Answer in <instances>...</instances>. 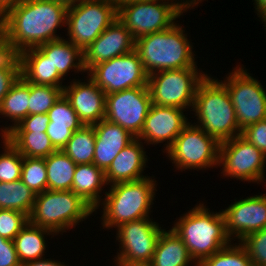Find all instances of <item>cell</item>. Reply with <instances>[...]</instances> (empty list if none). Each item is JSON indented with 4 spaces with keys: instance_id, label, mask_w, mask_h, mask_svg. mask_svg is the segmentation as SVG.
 <instances>
[{
    "instance_id": "37",
    "label": "cell",
    "mask_w": 266,
    "mask_h": 266,
    "mask_svg": "<svg viewBox=\"0 0 266 266\" xmlns=\"http://www.w3.org/2000/svg\"><path fill=\"white\" fill-rule=\"evenodd\" d=\"M20 77V61L17 54L9 52L0 61V105L12 85Z\"/></svg>"
},
{
    "instance_id": "51",
    "label": "cell",
    "mask_w": 266,
    "mask_h": 266,
    "mask_svg": "<svg viewBox=\"0 0 266 266\" xmlns=\"http://www.w3.org/2000/svg\"><path fill=\"white\" fill-rule=\"evenodd\" d=\"M261 20H262V23L264 22L263 26L266 27V14L261 18Z\"/></svg>"
},
{
    "instance_id": "25",
    "label": "cell",
    "mask_w": 266,
    "mask_h": 266,
    "mask_svg": "<svg viewBox=\"0 0 266 266\" xmlns=\"http://www.w3.org/2000/svg\"><path fill=\"white\" fill-rule=\"evenodd\" d=\"M38 48L62 77H65L71 69L78 74L86 72L83 64V51L64 37L39 45Z\"/></svg>"
},
{
    "instance_id": "7",
    "label": "cell",
    "mask_w": 266,
    "mask_h": 266,
    "mask_svg": "<svg viewBox=\"0 0 266 266\" xmlns=\"http://www.w3.org/2000/svg\"><path fill=\"white\" fill-rule=\"evenodd\" d=\"M118 18L114 0H83L66 14L68 40L84 51Z\"/></svg>"
},
{
    "instance_id": "17",
    "label": "cell",
    "mask_w": 266,
    "mask_h": 266,
    "mask_svg": "<svg viewBox=\"0 0 266 266\" xmlns=\"http://www.w3.org/2000/svg\"><path fill=\"white\" fill-rule=\"evenodd\" d=\"M184 111L186 110L178 107L152 104L137 138L144 140V143L148 145L166 143L167 141L164 152L167 151L189 123Z\"/></svg>"
},
{
    "instance_id": "19",
    "label": "cell",
    "mask_w": 266,
    "mask_h": 266,
    "mask_svg": "<svg viewBox=\"0 0 266 266\" xmlns=\"http://www.w3.org/2000/svg\"><path fill=\"white\" fill-rule=\"evenodd\" d=\"M87 81L73 79L64 86L63 94L83 125H94L105 119L106 94L87 75Z\"/></svg>"
},
{
    "instance_id": "1",
    "label": "cell",
    "mask_w": 266,
    "mask_h": 266,
    "mask_svg": "<svg viewBox=\"0 0 266 266\" xmlns=\"http://www.w3.org/2000/svg\"><path fill=\"white\" fill-rule=\"evenodd\" d=\"M67 6L53 0H23L0 19V36L14 54L61 39ZM60 36V37H59Z\"/></svg>"
},
{
    "instance_id": "46",
    "label": "cell",
    "mask_w": 266,
    "mask_h": 266,
    "mask_svg": "<svg viewBox=\"0 0 266 266\" xmlns=\"http://www.w3.org/2000/svg\"><path fill=\"white\" fill-rule=\"evenodd\" d=\"M255 10L257 11V16L262 18L266 14V0H254Z\"/></svg>"
},
{
    "instance_id": "42",
    "label": "cell",
    "mask_w": 266,
    "mask_h": 266,
    "mask_svg": "<svg viewBox=\"0 0 266 266\" xmlns=\"http://www.w3.org/2000/svg\"><path fill=\"white\" fill-rule=\"evenodd\" d=\"M0 266H22L14 242L0 236Z\"/></svg>"
},
{
    "instance_id": "36",
    "label": "cell",
    "mask_w": 266,
    "mask_h": 266,
    "mask_svg": "<svg viewBox=\"0 0 266 266\" xmlns=\"http://www.w3.org/2000/svg\"><path fill=\"white\" fill-rule=\"evenodd\" d=\"M2 140L4 152L0 154V182L9 183L21 179L23 156L5 137Z\"/></svg>"
},
{
    "instance_id": "31",
    "label": "cell",
    "mask_w": 266,
    "mask_h": 266,
    "mask_svg": "<svg viewBox=\"0 0 266 266\" xmlns=\"http://www.w3.org/2000/svg\"><path fill=\"white\" fill-rule=\"evenodd\" d=\"M35 197L36 194L21 179L9 183L0 182V209L16 210L29 217Z\"/></svg>"
},
{
    "instance_id": "47",
    "label": "cell",
    "mask_w": 266,
    "mask_h": 266,
    "mask_svg": "<svg viewBox=\"0 0 266 266\" xmlns=\"http://www.w3.org/2000/svg\"><path fill=\"white\" fill-rule=\"evenodd\" d=\"M9 53L7 46L4 43V40L0 36V61Z\"/></svg>"
},
{
    "instance_id": "18",
    "label": "cell",
    "mask_w": 266,
    "mask_h": 266,
    "mask_svg": "<svg viewBox=\"0 0 266 266\" xmlns=\"http://www.w3.org/2000/svg\"><path fill=\"white\" fill-rule=\"evenodd\" d=\"M135 50L132 33L117 18L83 51V64L88 73L95 65Z\"/></svg>"
},
{
    "instance_id": "22",
    "label": "cell",
    "mask_w": 266,
    "mask_h": 266,
    "mask_svg": "<svg viewBox=\"0 0 266 266\" xmlns=\"http://www.w3.org/2000/svg\"><path fill=\"white\" fill-rule=\"evenodd\" d=\"M20 61V76L27 82L37 85H48L64 88L63 78L54 69L53 64L38 48L26 49L18 54Z\"/></svg>"
},
{
    "instance_id": "28",
    "label": "cell",
    "mask_w": 266,
    "mask_h": 266,
    "mask_svg": "<svg viewBox=\"0 0 266 266\" xmlns=\"http://www.w3.org/2000/svg\"><path fill=\"white\" fill-rule=\"evenodd\" d=\"M44 235L53 237L55 234L28 222L14 238L13 242L21 265L45 256L47 243Z\"/></svg>"
},
{
    "instance_id": "24",
    "label": "cell",
    "mask_w": 266,
    "mask_h": 266,
    "mask_svg": "<svg viewBox=\"0 0 266 266\" xmlns=\"http://www.w3.org/2000/svg\"><path fill=\"white\" fill-rule=\"evenodd\" d=\"M107 185L105 172L94 163L77 164L74 172L72 191L79 195L94 211L102 202V188Z\"/></svg>"
},
{
    "instance_id": "8",
    "label": "cell",
    "mask_w": 266,
    "mask_h": 266,
    "mask_svg": "<svg viewBox=\"0 0 266 266\" xmlns=\"http://www.w3.org/2000/svg\"><path fill=\"white\" fill-rule=\"evenodd\" d=\"M197 67L165 70L148 76L147 86L152 104L178 107L184 110L193 108L196 89L206 77Z\"/></svg>"
},
{
    "instance_id": "14",
    "label": "cell",
    "mask_w": 266,
    "mask_h": 266,
    "mask_svg": "<svg viewBox=\"0 0 266 266\" xmlns=\"http://www.w3.org/2000/svg\"><path fill=\"white\" fill-rule=\"evenodd\" d=\"M87 74L106 95L134 87H148L149 75L135 50L99 63Z\"/></svg>"
},
{
    "instance_id": "40",
    "label": "cell",
    "mask_w": 266,
    "mask_h": 266,
    "mask_svg": "<svg viewBox=\"0 0 266 266\" xmlns=\"http://www.w3.org/2000/svg\"><path fill=\"white\" fill-rule=\"evenodd\" d=\"M241 136L261 150L266 156V119L243 129Z\"/></svg>"
},
{
    "instance_id": "23",
    "label": "cell",
    "mask_w": 266,
    "mask_h": 266,
    "mask_svg": "<svg viewBox=\"0 0 266 266\" xmlns=\"http://www.w3.org/2000/svg\"><path fill=\"white\" fill-rule=\"evenodd\" d=\"M49 124L46 130L53 146L61 150L74 131L80 129L83 123L72 108L69 100L62 94L52 108L47 112Z\"/></svg>"
},
{
    "instance_id": "43",
    "label": "cell",
    "mask_w": 266,
    "mask_h": 266,
    "mask_svg": "<svg viewBox=\"0 0 266 266\" xmlns=\"http://www.w3.org/2000/svg\"><path fill=\"white\" fill-rule=\"evenodd\" d=\"M22 266H67L64 264V262H58L56 260H52L51 258L49 259H45L44 258H41V259H36L34 261H30V262H27L25 264H23Z\"/></svg>"
},
{
    "instance_id": "11",
    "label": "cell",
    "mask_w": 266,
    "mask_h": 266,
    "mask_svg": "<svg viewBox=\"0 0 266 266\" xmlns=\"http://www.w3.org/2000/svg\"><path fill=\"white\" fill-rule=\"evenodd\" d=\"M220 82L230 95L241 131L266 119V91L243 66L233 68L225 80Z\"/></svg>"
},
{
    "instance_id": "21",
    "label": "cell",
    "mask_w": 266,
    "mask_h": 266,
    "mask_svg": "<svg viewBox=\"0 0 266 266\" xmlns=\"http://www.w3.org/2000/svg\"><path fill=\"white\" fill-rule=\"evenodd\" d=\"M96 134L93 163L104 172L118 153L135 139L120 125L106 119L93 125Z\"/></svg>"
},
{
    "instance_id": "34",
    "label": "cell",
    "mask_w": 266,
    "mask_h": 266,
    "mask_svg": "<svg viewBox=\"0 0 266 266\" xmlns=\"http://www.w3.org/2000/svg\"><path fill=\"white\" fill-rule=\"evenodd\" d=\"M21 181L36 195L47 190L45 159L23 156Z\"/></svg>"
},
{
    "instance_id": "45",
    "label": "cell",
    "mask_w": 266,
    "mask_h": 266,
    "mask_svg": "<svg viewBox=\"0 0 266 266\" xmlns=\"http://www.w3.org/2000/svg\"><path fill=\"white\" fill-rule=\"evenodd\" d=\"M200 2H202V0H181L179 1V8L185 13V11L187 12L190 8L194 9Z\"/></svg>"
},
{
    "instance_id": "2",
    "label": "cell",
    "mask_w": 266,
    "mask_h": 266,
    "mask_svg": "<svg viewBox=\"0 0 266 266\" xmlns=\"http://www.w3.org/2000/svg\"><path fill=\"white\" fill-rule=\"evenodd\" d=\"M209 209L199 203L180 216L171 228L182 239L195 266L232 242L226 233L223 212Z\"/></svg>"
},
{
    "instance_id": "15",
    "label": "cell",
    "mask_w": 266,
    "mask_h": 266,
    "mask_svg": "<svg viewBox=\"0 0 266 266\" xmlns=\"http://www.w3.org/2000/svg\"><path fill=\"white\" fill-rule=\"evenodd\" d=\"M152 105L148 87H134L106 95L105 119L137 138Z\"/></svg>"
},
{
    "instance_id": "39",
    "label": "cell",
    "mask_w": 266,
    "mask_h": 266,
    "mask_svg": "<svg viewBox=\"0 0 266 266\" xmlns=\"http://www.w3.org/2000/svg\"><path fill=\"white\" fill-rule=\"evenodd\" d=\"M240 243L247 250L254 266H266V228L250 233Z\"/></svg>"
},
{
    "instance_id": "30",
    "label": "cell",
    "mask_w": 266,
    "mask_h": 266,
    "mask_svg": "<svg viewBox=\"0 0 266 266\" xmlns=\"http://www.w3.org/2000/svg\"><path fill=\"white\" fill-rule=\"evenodd\" d=\"M4 137L22 156L46 158L57 151L46 132H8Z\"/></svg>"
},
{
    "instance_id": "33",
    "label": "cell",
    "mask_w": 266,
    "mask_h": 266,
    "mask_svg": "<svg viewBox=\"0 0 266 266\" xmlns=\"http://www.w3.org/2000/svg\"><path fill=\"white\" fill-rule=\"evenodd\" d=\"M235 244L223 247L198 266H254L245 247L240 242Z\"/></svg>"
},
{
    "instance_id": "3",
    "label": "cell",
    "mask_w": 266,
    "mask_h": 266,
    "mask_svg": "<svg viewBox=\"0 0 266 266\" xmlns=\"http://www.w3.org/2000/svg\"><path fill=\"white\" fill-rule=\"evenodd\" d=\"M195 125L220 143L241 135L235 108L226 87L218 79L206 77L199 83L193 109Z\"/></svg>"
},
{
    "instance_id": "44",
    "label": "cell",
    "mask_w": 266,
    "mask_h": 266,
    "mask_svg": "<svg viewBox=\"0 0 266 266\" xmlns=\"http://www.w3.org/2000/svg\"><path fill=\"white\" fill-rule=\"evenodd\" d=\"M23 0H0V19Z\"/></svg>"
},
{
    "instance_id": "41",
    "label": "cell",
    "mask_w": 266,
    "mask_h": 266,
    "mask_svg": "<svg viewBox=\"0 0 266 266\" xmlns=\"http://www.w3.org/2000/svg\"><path fill=\"white\" fill-rule=\"evenodd\" d=\"M50 120L48 114H33L26 116L18 125L9 132H46Z\"/></svg>"
},
{
    "instance_id": "26",
    "label": "cell",
    "mask_w": 266,
    "mask_h": 266,
    "mask_svg": "<svg viewBox=\"0 0 266 266\" xmlns=\"http://www.w3.org/2000/svg\"><path fill=\"white\" fill-rule=\"evenodd\" d=\"M30 97V82L25 81L21 76L12 85L9 92L3 98L0 105V115L9 118L14 122L1 129V137H4L13 127L18 125L26 116H28Z\"/></svg>"
},
{
    "instance_id": "32",
    "label": "cell",
    "mask_w": 266,
    "mask_h": 266,
    "mask_svg": "<svg viewBox=\"0 0 266 266\" xmlns=\"http://www.w3.org/2000/svg\"><path fill=\"white\" fill-rule=\"evenodd\" d=\"M96 134L93 125H83L73 132L61 149L76 164L93 163Z\"/></svg>"
},
{
    "instance_id": "13",
    "label": "cell",
    "mask_w": 266,
    "mask_h": 266,
    "mask_svg": "<svg viewBox=\"0 0 266 266\" xmlns=\"http://www.w3.org/2000/svg\"><path fill=\"white\" fill-rule=\"evenodd\" d=\"M266 156L241 135L220 143L219 163L225 177L261 183L265 179Z\"/></svg>"
},
{
    "instance_id": "35",
    "label": "cell",
    "mask_w": 266,
    "mask_h": 266,
    "mask_svg": "<svg viewBox=\"0 0 266 266\" xmlns=\"http://www.w3.org/2000/svg\"><path fill=\"white\" fill-rule=\"evenodd\" d=\"M62 94L63 89L60 87L30 82L28 115L47 113Z\"/></svg>"
},
{
    "instance_id": "48",
    "label": "cell",
    "mask_w": 266,
    "mask_h": 266,
    "mask_svg": "<svg viewBox=\"0 0 266 266\" xmlns=\"http://www.w3.org/2000/svg\"><path fill=\"white\" fill-rule=\"evenodd\" d=\"M53 1H57V2L63 3L64 5L69 7V6L78 4V3H80L83 0H53Z\"/></svg>"
},
{
    "instance_id": "4",
    "label": "cell",
    "mask_w": 266,
    "mask_h": 266,
    "mask_svg": "<svg viewBox=\"0 0 266 266\" xmlns=\"http://www.w3.org/2000/svg\"><path fill=\"white\" fill-rule=\"evenodd\" d=\"M183 29L174 23L167 30L135 40V51L148 75L165 70L197 67L193 45Z\"/></svg>"
},
{
    "instance_id": "10",
    "label": "cell",
    "mask_w": 266,
    "mask_h": 266,
    "mask_svg": "<svg viewBox=\"0 0 266 266\" xmlns=\"http://www.w3.org/2000/svg\"><path fill=\"white\" fill-rule=\"evenodd\" d=\"M118 19L135 40L169 29L183 15L175 0L135 1L117 7Z\"/></svg>"
},
{
    "instance_id": "20",
    "label": "cell",
    "mask_w": 266,
    "mask_h": 266,
    "mask_svg": "<svg viewBox=\"0 0 266 266\" xmlns=\"http://www.w3.org/2000/svg\"><path fill=\"white\" fill-rule=\"evenodd\" d=\"M143 144L142 140L135 138L118 153L105 171L107 185L137 181L148 177L142 174L148 162Z\"/></svg>"
},
{
    "instance_id": "5",
    "label": "cell",
    "mask_w": 266,
    "mask_h": 266,
    "mask_svg": "<svg viewBox=\"0 0 266 266\" xmlns=\"http://www.w3.org/2000/svg\"><path fill=\"white\" fill-rule=\"evenodd\" d=\"M155 179L122 182L111 185L102 198L103 228H117L119 225L141 218H149L157 191Z\"/></svg>"
},
{
    "instance_id": "38",
    "label": "cell",
    "mask_w": 266,
    "mask_h": 266,
    "mask_svg": "<svg viewBox=\"0 0 266 266\" xmlns=\"http://www.w3.org/2000/svg\"><path fill=\"white\" fill-rule=\"evenodd\" d=\"M28 222L29 217L22 212L0 209V236L13 241Z\"/></svg>"
},
{
    "instance_id": "50",
    "label": "cell",
    "mask_w": 266,
    "mask_h": 266,
    "mask_svg": "<svg viewBox=\"0 0 266 266\" xmlns=\"http://www.w3.org/2000/svg\"><path fill=\"white\" fill-rule=\"evenodd\" d=\"M128 266H153L151 263H139V264H133Z\"/></svg>"
},
{
    "instance_id": "16",
    "label": "cell",
    "mask_w": 266,
    "mask_h": 266,
    "mask_svg": "<svg viewBox=\"0 0 266 266\" xmlns=\"http://www.w3.org/2000/svg\"><path fill=\"white\" fill-rule=\"evenodd\" d=\"M222 212L227 236L240 242L250 233L266 228V193L238 201L235 199V202Z\"/></svg>"
},
{
    "instance_id": "27",
    "label": "cell",
    "mask_w": 266,
    "mask_h": 266,
    "mask_svg": "<svg viewBox=\"0 0 266 266\" xmlns=\"http://www.w3.org/2000/svg\"><path fill=\"white\" fill-rule=\"evenodd\" d=\"M195 261L191 258L182 239L166 229L161 233L151 260L153 266H189Z\"/></svg>"
},
{
    "instance_id": "12",
    "label": "cell",
    "mask_w": 266,
    "mask_h": 266,
    "mask_svg": "<svg viewBox=\"0 0 266 266\" xmlns=\"http://www.w3.org/2000/svg\"><path fill=\"white\" fill-rule=\"evenodd\" d=\"M152 220L141 218L117 227L116 240L120 242V249L114 258L115 266L151 262L159 237L165 230Z\"/></svg>"
},
{
    "instance_id": "9",
    "label": "cell",
    "mask_w": 266,
    "mask_h": 266,
    "mask_svg": "<svg viewBox=\"0 0 266 266\" xmlns=\"http://www.w3.org/2000/svg\"><path fill=\"white\" fill-rule=\"evenodd\" d=\"M220 142L189 122L165 151L177 170L218 167Z\"/></svg>"
},
{
    "instance_id": "6",
    "label": "cell",
    "mask_w": 266,
    "mask_h": 266,
    "mask_svg": "<svg viewBox=\"0 0 266 266\" xmlns=\"http://www.w3.org/2000/svg\"><path fill=\"white\" fill-rule=\"evenodd\" d=\"M93 212L94 209L72 190L47 189L36 195L29 222L57 235L72 229Z\"/></svg>"
},
{
    "instance_id": "49",
    "label": "cell",
    "mask_w": 266,
    "mask_h": 266,
    "mask_svg": "<svg viewBox=\"0 0 266 266\" xmlns=\"http://www.w3.org/2000/svg\"><path fill=\"white\" fill-rule=\"evenodd\" d=\"M114 1L118 7L119 5L131 3V2H135V1H145V0H114Z\"/></svg>"
},
{
    "instance_id": "29",
    "label": "cell",
    "mask_w": 266,
    "mask_h": 266,
    "mask_svg": "<svg viewBox=\"0 0 266 266\" xmlns=\"http://www.w3.org/2000/svg\"><path fill=\"white\" fill-rule=\"evenodd\" d=\"M44 159L47 171V189L71 190L77 164L62 150H57Z\"/></svg>"
}]
</instances>
